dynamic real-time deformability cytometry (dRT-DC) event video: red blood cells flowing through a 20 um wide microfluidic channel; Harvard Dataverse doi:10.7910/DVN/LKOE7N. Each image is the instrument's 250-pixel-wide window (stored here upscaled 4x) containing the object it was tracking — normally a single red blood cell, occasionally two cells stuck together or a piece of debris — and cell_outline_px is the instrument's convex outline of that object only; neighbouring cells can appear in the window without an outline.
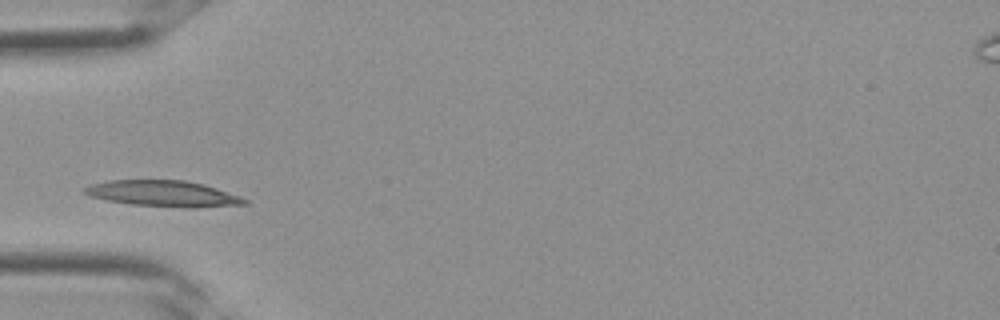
{"species": "Egyptian fruit bat (a non-hibernating species)", "species_latin": "Rousettus aegyptiacus", "temperature_condition": "room temperature", "stored_images_in_passage": 1, "camera_frame_rate_fps": 3000, "um_per_image_px": 0.085, "frame": {"image": 1, "passage_image": 1, "time_ms": 0.0, "image_size_px": [1000, 320], "cell_outline_px": [[248, 204], [188, 208], [184, 208], [132, 204], [108, 200], [88, 196], [80, 192], [80, 188], [92, 184], [108, 180], [184, 180], [204, 184], [240, 196], [248, 200]], "centroid_in_image_um": [13.83, 16.45], "position_along_channel_um": 71.2, "area_um2": 24.39}}